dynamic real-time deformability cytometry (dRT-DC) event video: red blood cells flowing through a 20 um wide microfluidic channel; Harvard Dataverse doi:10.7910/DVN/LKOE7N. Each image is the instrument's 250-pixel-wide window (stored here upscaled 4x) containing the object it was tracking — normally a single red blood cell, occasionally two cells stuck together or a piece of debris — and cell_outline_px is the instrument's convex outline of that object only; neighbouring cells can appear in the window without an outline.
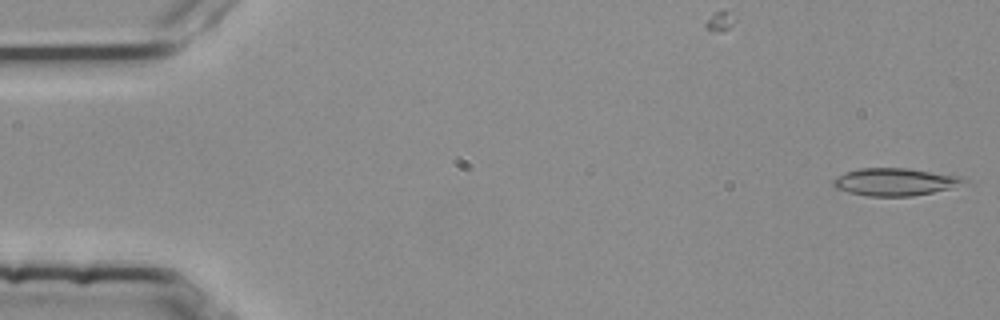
{"species": "common noctule bat (a hibernating species)", "species_latin": "Nyctalus noctula", "temperature_condition": "room temperature", "stored_images_in_passage": 4, "camera_frame_rate_fps": 3000, "um_per_image_px": 0.085, "animal": {"sex": "female", "body_mass_g": 25.1}, "frame": {"image": 1, "passage_image": 1, "time_ms": 0.0, "image_size_px": [1000, 320], "cell_outline_px": [[968, 180], [952, 188], [912, 196], [868, 196], [848, 192], [836, 188], [832, 184], [832, 180], [836, 176], [844, 172], [860, 168], [904, 168], [968, 176]], "centroid_in_image_um": [76.09, 15.45], "position_along_channel_um": 8.9, "area_um2": 21.15}}